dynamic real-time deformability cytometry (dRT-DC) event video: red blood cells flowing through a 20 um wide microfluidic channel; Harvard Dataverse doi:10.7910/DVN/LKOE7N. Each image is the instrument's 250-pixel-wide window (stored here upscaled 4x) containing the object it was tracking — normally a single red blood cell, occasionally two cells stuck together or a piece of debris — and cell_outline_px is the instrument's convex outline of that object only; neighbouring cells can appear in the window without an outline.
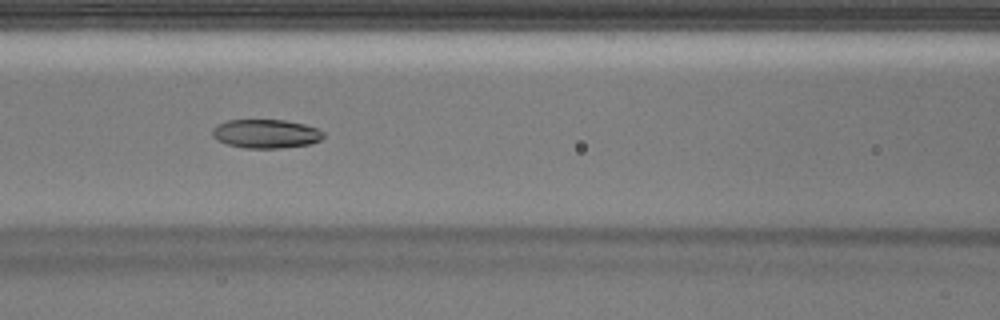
{"species": "Egyptian fruit bat (a non-hibernating species)", "species_latin": "Rousettus aegyptiacus", "temperature_condition": "warm", "stored_images_in_passage": 40, "camera_frame_rate_fps": 3000, "um_per_image_px": 0.085, "animal": {"sex": "male"}, "frame": {"image": 1, "passage_image": 16, "time_ms": 5.0, "image_size_px": [1000, 320], "cell_outline_px": [[324, 136], [320, 140], [312, 144], [280, 148], [244, 148], [228, 144], [216, 140], [212, 136], [212, 128], [228, 120], [284, 120], [304, 124], [316, 128], [324, 132]], "centroid_in_image_um": [22.61, 11.37], "position_along_channel_um": 144.0, "area_um2": 18.67}}
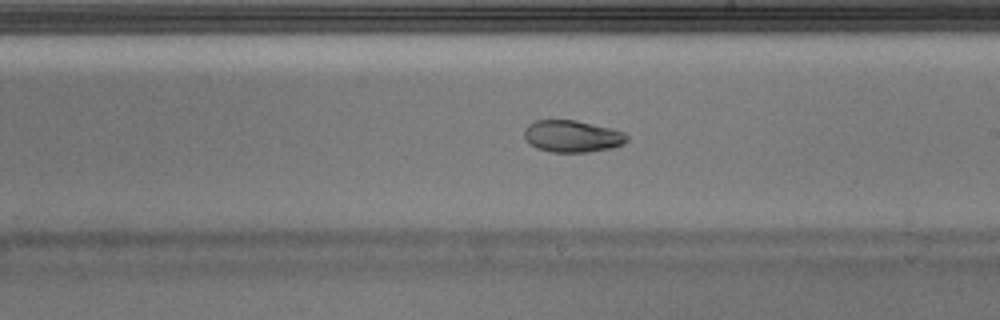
{"frame": {"image": 2, "passage_image": 22, "time_ms": 7.0, "image_size_px": [1000, 320], "cell_outline_px": [[628, 140], [624, 144], [612, 148], [584, 152], [552, 152], [536, 148], [524, 136], [524, 128], [528, 124], [536, 120], [576, 120], [612, 128], [624, 132], [628, 136]], "centroid_in_image_um": [48.66, 11.57], "position_along_channel_um": 240.3, "area_um2": 19.13}}
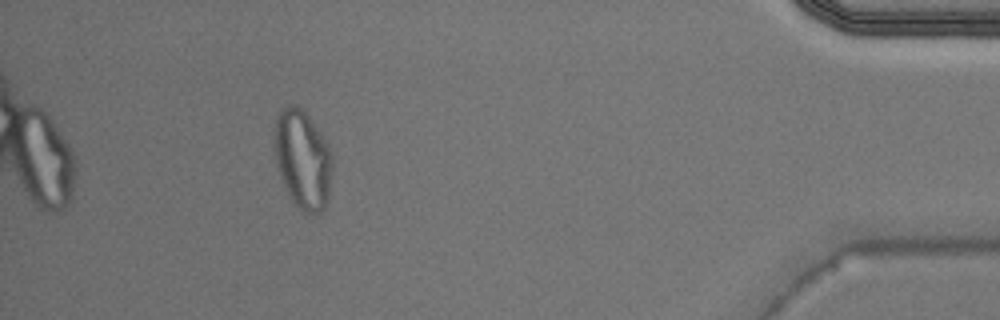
{"frame": {"image": 3, "passage_image": 36, "time_ms": 11.667, "image_size_px": [1000, 320], "cell_outline_px": [[332, 168], [328, 196], [324, 208], [316, 216], [304, 212], [292, 200], [280, 176], [276, 164], [276, 116], [280, 108], [288, 104], [292, 104], [300, 108], [308, 116], [320, 132], [332, 152]], "centroid_in_image_um": [25.75, 13.55], "position_along_channel_um": 409.5, "area_um2": 32.95}}